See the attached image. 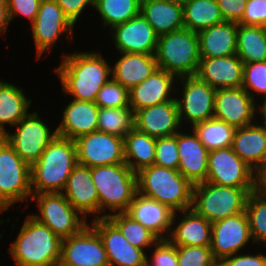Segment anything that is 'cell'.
<instances>
[{
	"label": "cell",
	"mask_w": 266,
	"mask_h": 266,
	"mask_svg": "<svg viewBox=\"0 0 266 266\" xmlns=\"http://www.w3.org/2000/svg\"><path fill=\"white\" fill-rule=\"evenodd\" d=\"M264 30H265V33H266V24L263 26Z\"/></svg>",
	"instance_id": "obj_55"
},
{
	"label": "cell",
	"mask_w": 266,
	"mask_h": 266,
	"mask_svg": "<svg viewBox=\"0 0 266 266\" xmlns=\"http://www.w3.org/2000/svg\"><path fill=\"white\" fill-rule=\"evenodd\" d=\"M236 54L243 64L266 61V33L264 28L238 24Z\"/></svg>",
	"instance_id": "obj_34"
},
{
	"label": "cell",
	"mask_w": 266,
	"mask_h": 266,
	"mask_svg": "<svg viewBox=\"0 0 266 266\" xmlns=\"http://www.w3.org/2000/svg\"><path fill=\"white\" fill-rule=\"evenodd\" d=\"M31 167L0 136V213L32 196Z\"/></svg>",
	"instance_id": "obj_8"
},
{
	"label": "cell",
	"mask_w": 266,
	"mask_h": 266,
	"mask_svg": "<svg viewBox=\"0 0 266 266\" xmlns=\"http://www.w3.org/2000/svg\"><path fill=\"white\" fill-rule=\"evenodd\" d=\"M22 90L0 79V136L7 132L4 125L8 123L13 127L29 114L31 99H27Z\"/></svg>",
	"instance_id": "obj_33"
},
{
	"label": "cell",
	"mask_w": 266,
	"mask_h": 266,
	"mask_svg": "<svg viewBox=\"0 0 266 266\" xmlns=\"http://www.w3.org/2000/svg\"><path fill=\"white\" fill-rule=\"evenodd\" d=\"M217 0H190L183 6L184 28L199 32L223 22Z\"/></svg>",
	"instance_id": "obj_35"
},
{
	"label": "cell",
	"mask_w": 266,
	"mask_h": 266,
	"mask_svg": "<svg viewBox=\"0 0 266 266\" xmlns=\"http://www.w3.org/2000/svg\"><path fill=\"white\" fill-rule=\"evenodd\" d=\"M170 2H173L175 4H179L181 6H184L186 3H188L190 0H169Z\"/></svg>",
	"instance_id": "obj_54"
},
{
	"label": "cell",
	"mask_w": 266,
	"mask_h": 266,
	"mask_svg": "<svg viewBox=\"0 0 266 266\" xmlns=\"http://www.w3.org/2000/svg\"><path fill=\"white\" fill-rule=\"evenodd\" d=\"M126 213L150 230L158 239H168L163 234H170L175 220V211L169 206L138 192L134 195ZM162 234V235H161Z\"/></svg>",
	"instance_id": "obj_21"
},
{
	"label": "cell",
	"mask_w": 266,
	"mask_h": 266,
	"mask_svg": "<svg viewBox=\"0 0 266 266\" xmlns=\"http://www.w3.org/2000/svg\"><path fill=\"white\" fill-rule=\"evenodd\" d=\"M62 194L71 205L85 217L84 214L99 213V197L91 177V168L77 164L70 176Z\"/></svg>",
	"instance_id": "obj_24"
},
{
	"label": "cell",
	"mask_w": 266,
	"mask_h": 266,
	"mask_svg": "<svg viewBox=\"0 0 266 266\" xmlns=\"http://www.w3.org/2000/svg\"><path fill=\"white\" fill-rule=\"evenodd\" d=\"M75 140L57 135L31 166V190L35 193H63L68 177L77 165Z\"/></svg>",
	"instance_id": "obj_2"
},
{
	"label": "cell",
	"mask_w": 266,
	"mask_h": 266,
	"mask_svg": "<svg viewBox=\"0 0 266 266\" xmlns=\"http://www.w3.org/2000/svg\"><path fill=\"white\" fill-rule=\"evenodd\" d=\"M140 13L158 36L184 28L183 6L169 0H141Z\"/></svg>",
	"instance_id": "obj_30"
},
{
	"label": "cell",
	"mask_w": 266,
	"mask_h": 266,
	"mask_svg": "<svg viewBox=\"0 0 266 266\" xmlns=\"http://www.w3.org/2000/svg\"><path fill=\"white\" fill-rule=\"evenodd\" d=\"M264 97V101H263V104H262V106H261V109H259L261 112V115H263V120H265L264 121V123H265V125H266V94L263 96Z\"/></svg>",
	"instance_id": "obj_53"
},
{
	"label": "cell",
	"mask_w": 266,
	"mask_h": 266,
	"mask_svg": "<svg viewBox=\"0 0 266 266\" xmlns=\"http://www.w3.org/2000/svg\"><path fill=\"white\" fill-rule=\"evenodd\" d=\"M177 133L178 171L193 185L206 182L209 151L198 136Z\"/></svg>",
	"instance_id": "obj_23"
},
{
	"label": "cell",
	"mask_w": 266,
	"mask_h": 266,
	"mask_svg": "<svg viewBox=\"0 0 266 266\" xmlns=\"http://www.w3.org/2000/svg\"><path fill=\"white\" fill-rule=\"evenodd\" d=\"M192 130L208 151L232 147L236 128L215 117L197 123Z\"/></svg>",
	"instance_id": "obj_36"
},
{
	"label": "cell",
	"mask_w": 266,
	"mask_h": 266,
	"mask_svg": "<svg viewBox=\"0 0 266 266\" xmlns=\"http://www.w3.org/2000/svg\"><path fill=\"white\" fill-rule=\"evenodd\" d=\"M174 78L177 77L157 68L151 76L129 91L132 111L135 113L142 108L176 100L169 96L173 91Z\"/></svg>",
	"instance_id": "obj_25"
},
{
	"label": "cell",
	"mask_w": 266,
	"mask_h": 266,
	"mask_svg": "<svg viewBox=\"0 0 266 266\" xmlns=\"http://www.w3.org/2000/svg\"><path fill=\"white\" fill-rule=\"evenodd\" d=\"M254 190L201 182L193 186L191 208L214 223L245 212L248 196Z\"/></svg>",
	"instance_id": "obj_7"
},
{
	"label": "cell",
	"mask_w": 266,
	"mask_h": 266,
	"mask_svg": "<svg viewBox=\"0 0 266 266\" xmlns=\"http://www.w3.org/2000/svg\"><path fill=\"white\" fill-rule=\"evenodd\" d=\"M180 212L184 217L176 229L170 232L168 240L181 246H211L212 223L192 208Z\"/></svg>",
	"instance_id": "obj_31"
},
{
	"label": "cell",
	"mask_w": 266,
	"mask_h": 266,
	"mask_svg": "<svg viewBox=\"0 0 266 266\" xmlns=\"http://www.w3.org/2000/svg\"><path fill=\"white\" fill-rule=\"evenodd\" d=\"M111 69L112 78L129 91L151 76L158 68L155 55L121 53Z\"/></svg>",
	"instance_id": "obj_29"
},
{
	"label": "cell",
	"mask_w": 266,
	"mask_h": 266,
	"mask_svg": "<svg viewBox=\"0 0 266 266\" xmlns=\"http://www.w3.org/2000/svg\"><path fill=\"white\" fill-rule=\"evenodd\" d=\"M193 186L178 170L155 164L137 173V192L175 212L191 208Z\"/></svg>",
	"instance_id": "obj_4"
},
{
	"label": "cell",
	"mask_w": 266,
	"mask_h": 266,
	"mask_svg": "<svg viewBox=\"0 0 266 266\" xmlns=\"http://www.w3.org/2000/svg\"><path fill=\"white\" fill-rule=\"evenodd\" d=\"M134 127V112L131 107L99 108L98 131L125 138Z\"/></svg>",
	"instance_id": "obj_39"
},
{
	"label": "cell",
	"mask_w": 266,
	"mask_h": 266,
	"mask_svg": "<svg viewBox=\"0 0 266 266\" xmlns=\"http://www.w3.org/2000/svg\"><path fill=\"white\" fill-rule=\"evenodd\" d=\"M107 217L124 235L127 241L137 248L152 246L159 239L141 223L134 220L126 212L109 213L97 218Z\"/></svg>",
	"instance_id": "obj_37"
},
{
	"label": "cell",
	"mask_w": 266,
	"mask_h": 266,
	"mask_svg": "<svg viewBox=\"0 0 266 266\" xmlns=\"http://www.w3.org/2000/svg\"><path fill=\"white\" fill-rule=\"evenodd\" d=\"M232 149L258 174L266 164V125L236 128Z\"/></svg>",
	"instance_id": "obj_26"
},
{
	"label": "cell",
	"mask_w": 266,
	"mask_h": 266,
	"mask_svg": "<svg viewBox=\"0 0 266 266\" xmlns=\"http://www.w3.org/2000/svg\"><path fill=\"white\" fill-rule=\"evenodd\" d=\"M61 65L54 69L66 94L79 101L95 102L100 89L111 76V67L100 53L74 52L65 55Z\"/></svg>",
	"instance_id": "obj_1"
},
{
	"label": "cell",
	"mask_w": 266,
	"mask_h": 266,
	"mask_svg": "<svg viewBox=\"0 0 266 266\" xmlns=\"http://www.w3.org/2000/svg\"><path fill=\"white\" fill-rule=\"evenodd\" d=\"M196 75L215 90L242 87L243 62L237 54L201 58Z\"/></svg>",
	"instance_id": "obj_22"
},
{
	"label": "cell",
	"mask_w": 266,
	"mask_h": 266,
	"mask_svg": "<svg viewBox=\"0 0 266 266\" xmlns=\"http://www.w3.org/2000/svg\"><path fill=\"white\" fill-rule=\"evenodd\" d=\"M99 107L95 102L73 99L64 109L62 122L56 128L61 137L76 140L97 130Z\"/></svg>",
	"instance_id": "obj_27"
},
{
	"label": "cell",
	"mask_w": 266,
	"mask_h": 266,
	"mask_svg": "<svg viewBox=\"0 0 266 266\" xmlns=\"http://www.w3.org/2000/svg\"><path fill=\"white\" fill-rule=\"evenodd\" d=\"M15 126V134L6 132L3 137L31 167L39 160L46 146L58 135L57 130L51 133L37 112L29 113Z\"/></svg>",
	"instance_id": "obj_11"
},
{
	"label": "cell",
	"mask_w": 266,
	"mask_h": 266,
	"mask_svg": "<svg viewBox=\"0 0 266 266\" xmlns=\"http://www.w3.org/2000/svg\"><path fill=\"white\" fill-rule=\"evenodd\" d=\"M40 214L36 220L50 228L61 240L78 234L88 223L62 193L32 194Z\"/></svg>",
	"instance_id": "obj_9"
},
{
	"label": "cell",
	"mask_w": 266,
	"mask_h": 266,
	"mask_svg": "<svg viewBox=\"0 0 266 266\" xmlns=\"http://www.w3.org/2000/svg\"><path fill=\"white\" fill-rule=\"evenodd\" d=\"M10 22L7 0H0V33L7 30Z\"/></svg>",
	"instance_id": "obj_51"
},
{
	"label": "cell",
	"mask_w": 266,
	"mask_h": 266,
	"mask_svg": "<svg viewBox=\"0 0 266 266\" xmlns=\"http://www.w3.org/2000/svg\"><path fill=\"white\" fill-rule=\"evenodd\" d=\"M61 8L64 14L75 25L78 17L87 5L94 7L95 0H54Z\"/></svg>",
	"instance_id": "obj_49"
},
{
	"label": "cell",
	"mask_w": 266,
	"mask_h": 266,
	"mask_svg": "<svg viewBox=\"0 0 266 266\" xmlns=\"http://www.w3.org/2000/svg\"><path fill=\"white\" fill-rule=\"evenodd\" d=\"M179 79L184 82L183 98L181 100L176 98L180 123L185 119L194 126L213 118L216 90L197 75L179 77Z\"/></svg>",
	"instance_id": "obj_14"
},
{
	"label": "cell",
	"mask_w": 266,
	"mask_h": 266,
	"mask_svg": "<svg viewBox=\"0 0 266 266\" xmlns=\"http://www.w3.org/2000/svg\"><path fill=\"white\" fill-rule=\"evenodd\" d=\"M155 58L158 68L177 78L196 75L201 59L198 32L183 28L158 36Z\"/></svg>",
	"instance_id": "obj_5"
},
{
	"label": "cell",
	"mask_w": 266,
	"mask_h": 266,
	"mask_svg": "<svg viewBox=\"0 0 266 266\" xmlns=\"http://www.w3.org/2000/svg\"><path fill=\"white\" fill-rule=\"evenodd\" d=\"M180 126L176 100L142 108L134 113V127L156 139L177 134Z\"/></svg>",
	"instance_id": "obj_20"
},
{
	"label": "cell",
	"mask_w": 266,
	"mask_h": 266,
	"mask_svg": "<svg viewBox=\"0 0 266 266\" xmlns=\"http://www.w3.org/2000/svg\"><path fill=\"white\" fill-rule=\"evenodd\" d=\"M245 213L248 218L250 234L254 243L266 242V194L258 188L247 199Z\"/></svg>",
	"instance_id": "obj_40"
},
{
	"label": "cell",
	"mask_w": 266,
	"mask_h": 266,
	"mask_svg": "<svg viewBox=\"0 0 266 266\" xmlns=\"http://www.w3.org/2000/svg\"><path fill=\"white\" fill-rule=\"evenodd\" d=\"M58 266H109L103 241L90 224L62 239Z\"/></svg>",
	"instance_id": "obj_12"
},
{
	"label": "cell",
	"mask_w": 266,
	"mask_h": 266,
	"mask_svg": "<svg viewBox=\"0 0 266 266\" xmlns=\"http://www.w3.org/2000/svg\"><path fill=\"white\" fill-rule=\"evenodd\" d=\"M206 182L220 186L257 189V173L232 147L209 151Z\"/></svg>",
	"instance_id": "obj_10"
},
{
	"label": "cell",
	"mask_w": 266,
	"mask_h": 266,
	"mask_svg": "<svg viewBox=\"0 0 266 266\" xmlns=\"http://www.w3.org/2000/svg\"><path fill=\"white\" fill-rule=\"evenodd\" d=\"M219 266H266V256L262 254L257 255H238L226 257Z\"/></svg>",
	"instance_id": "obj_50"
},
{
	"label": "cell",
	"mask_w": 266,
	"mask_h": 266,
	"mask_svg": "<svg viewBox=\"0 0 266 266\" xmlns=\"http://www.w3.org/2000/svg\"><path fill=\"white\" fill-rule=\"evenodd\" d=\"M156 138L133 127L124 138V158L129 168L138 173L155 163ZM135 160V161H132Z\"/></svg>",
	"instance_id": "obj_32"
},
{
	"label": "cell",
	"mask_w": 266,
	"mask_h": 266,
	"mask_svg": "<svg viewBox=\"0 0 266 266\" xmlns=\"http://www.w3.org/2000/svg\"><path fill=\"white\" fill-rule=\"evenodd\" d=\"M175 246L178 266H219L210 246Z\"/></svg>",
	"instance_id": "obj_42"
},
{
	"label": "cell",
	"mask_w": 266,
	"mask_h": 266,
	"mask_svg": "<svg viewBox=\"0 0 266 266\" xmlns=\"http://www.w3.org/2000/svg\"><path fill=\"white\" fill-rule=\"evenodd\" d=\"M112 29L114 32L111 34L120 53L155 55L158 35L141 13Z\"/></svg>",
	"instance_id": "obj_19"
},
{
	"label": "cell",
	"mask_w": 266,
	"mask_h": 266,
	"mask_svg": "<svg viewBox=\"0 0 266 266\" xmlns=\"http://www.w3.org/2000/svg\"><path fill=\"white\" fill-rule=\"evenodd\" d=\"M249 239L252 238L245 212L212 223L210 248L218 263L226 257L237 254Z\"/></svg>",
	"instance_id": "obj_17"
},
{
	"label": "cell",
	"mask_w": 266,
	"mask_h": 266,
	"mask_svg": "<svg viewBox=\"0 0 266 266\" xmlns=\"http://www.w3.org/2000/svg\"><path fill=\"white\" fill-rule=\"evenodd\" d=\"M242 87L218 89L215 92L214 117L235 128L253 124L256 105Z\"/></svg>",
	"instance_id": "obj_18"
},
{
	"label": "cell",
	"mask_w": 266,
	"mask_h": 266,
	"mask_svg": "<svg viewBox=\"0 0 266 266\" xmlns=\"http://www.w3.org/2000/svg\"><path fill=\"white\" fill-rule=\"evenodd\" d=\"M31 24L38 59L48 48L50 52L63 32L73 37L74 24L54 0L41 1L37 16Z\"/></svg>",
	"instance_id": "obj_15"
},
{
	"label": "cell",
	"mask_w": 266,
	"mask_h": 266,
	"mask_svg": "<svg viewBox=\"0 0 266 266\" xmlns=\"http://www.w3.org/2000/svg\"><path fill=\"white\" fill-rule=\"evenodd\" d=\"M77 163L90 168L125 163L124 139L94 131L75 140Z\"/></svg>",
	"instance_id": "obj_13"
},
{
	"label": "cell",
	"mask_w": 266,
	"mask_h": 266,
	"mask_svg": "<svg viewBox=\"0 0 266 266\" xmlns=\"http://www.w3.org/2000/svg\"><path fill=\"white\" fill-rule=\"evenodd\" d=\"M94 7L101 14L104 27L112 28L138 16L141 0H95Z\"/></svg>",
	"instance_id": "obj_38"
},
{
	"label": "cell",
	"mask_w": 266,
	"mask_h": 266,
	"mask_svg": "<svg viewBox=\"0 0 266 266\" xmlns=\"http://www.w3.org/2000/svg\"><path fill=\"white\" fill-rule=\"evenodd\" d=\"M42 0H7L10 21L16 15H23L30 19L31 23L35 20Z\"/></svg>",
	"instance_id": "obj_47"
},
{
	"label": "cell",
	"mask_w": 266,
	"mask_h": 266,
	"mask_svg": "<svg viewBox=\"0 0 266 266\" xmlns=\"http://www.w3.org/2000/svg\"><path fill=\"white\" fill-rule=\"evenodd\" d=\"M92 221L103 241L109 266H146L145 251L132 246L107 217Z\"/></svg>",
	"instance_id": "obj_16"
},
{
	"label": "cell",
	"mask_w": 266,
	"mask_h": 266,
	"mask_svg": "<svg viewBox=\"0 0 266 266\" xmlns=\"http://www.w3.org/2000/svg\"><path fill=\"white\" fill-rule=\"evenodd\" d=\"M224 21L238 23L244 14L247 0H217Z\"/></svg>",
	"instance_id": "obj_48"
},
{
	"label": "cell",
	"mask_w": 266,
	"mask_h": 266,
	"mask_svg": "<svg viewBox=\"0 0 266 266\" xmlns=\"http://www.w3.org/2000/svg\"><path fill=\"white\" fill-rule=\"evenodd\" d=\"M91 177L98 192L99 213L105 208L115 213L128 210L137 192V173L126 163L93 167Z\"/></svg>",
	"instance_id": "obj_6"
},
{
	"label": "cell",
	"mask_w": 266,
	"mask_h": 266,
	"mask_svg": "<svg viewBox=\"0 0 266 266\" xmlns=\"http://www.w3.org/2000/svg\"><path fill=\"white\" fill-rule=\"evenodd\" d=\"M242 88L254 100L253 90L255 93H261V95L266 94V61L243 64Z\"/></svg>",
	"instance_id": "obj_43"
},
{
	"label": "cell",
	"mask_w": 266,
	"mask_h": 266,
	"mask_svg": "<svg viewBox=\"0 0 266 266\" xmlns=\"http://www.w3.org/2000/svg\"><path fill=\"white\" fill-rule=\"evenodd\" d=\"M61 241L50 228L28 215L9 252L17 266H58Z\"/></svg>",
	"instance_id": "obj_3"
},
{
	"label": "cell",
	"mask_w": 266,
	"mask_h": 266,
	"mask_svg": "<svg viewBox=\"0 0 266 266\" xmlns=\"http://www.w3.org/2000/svg\"><path fill=\"white\" fill-rule=\"evenodd\" d=\"M155 165L178 170L179 153L177 134L156 139Z\"/></svg>",
	"instance_id": "obj_44"
},
{
	"label": "cell",
	"mask_w": 266,
	"mask_h": 266,
	"mask_svg": "<svg viewBox=\"0 0 266 266\" xmlns=\"http://www.w3.org/2000/svg\"><path fill=\"white\" fill-rule=\"evenodd\" d=\"M237 29L238 23L223 21L199 31L200 58L236 55Z\"/></svg>",
	"instance_id": "obj_28"
},
{
	"label": "cell",
	"mask_w": 266,
	"mask_h": 266,
	"mask_svg": "<svg viewBox=\"0 0 266 266\" xmlns=\"http://www.w3.org/2000/svg\"><path fill=\"white\" fill-rule=\"evenodd\" d=\"M152 262L146 259V266H178L176 246L168 239H159L155 244Z\"/></svg>",
	"instance_id": "obj_45"
},
{
	"label": "cell",
	"mask_w": 266,
	"mask_h": 266,
	"mask_svg": "<svg viewBox=\"0 0 266 266\" xmlns=\"http://www.w3.org/2000/svg\"><path fill=\"white\" fill-rule=\"evenodd\" d=\"M241 25L264 26L266 24V0H247Z\"/></svg>",
	"instance_id": "obj_46"
},
{
	"label": "cell",
	"mask_w": 266,
	"mask_h": 266,
	"mask_svg": "<svg viewBox=\"0 0 266 266\" xmlns=\"http://www.w3.org/2000/svg\"><path fill=\"white\" fill-rule=\"evenodd\" d=\"M257 188L266 194V164L263 169L257 174Z\"/></svg>",
	"instance_id": "obj_52"
},
{
	"label": "cell",
	"mask_w": 266,
	"mask_h": 266,
	"mask_svg": "<svg viewBox=\"0 0 266 266\" xmlns=\"http://www.w3.org/2000/svg\"><path fill=\"white\" fill-rule=\"evenodd\" d=\"M95 104L99 108L130 107L129 90L111 77L98 92Z\"/></svg>",
	"instance_id": "obj_41"
}]
</instances>
